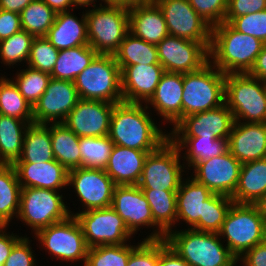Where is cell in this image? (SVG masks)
I'll use <instances>...</instances> for the list:
<instances>
[{
	"label": "cell",
	"mask_w": 266,
	"mask_h": 266,
	"mask_svg": "<svg viewBox=\"0 0 266 266\" xmlns=\"http://www.w3.org/2000/svg\"><path fill=\"white\" fill-rule=\"evenodd\" d=\"M21 185L12 164H0V216L9 223L17 218Z\"/></svg>",
	"instance_id": "8d00e7d4"
},
{
	"label": "cell",
	"mask_w": 266,
	"mask_h": 266,
	"mask_svg": "<svg viewBox=\"0 0 266 266\" xmlns=\"http://www.w3.org/2000/svg\"><path fill=\"white\" fill-rule=\"evenodd\" d=\"M56 14L43 0H33L20 13L22 29L34 37H45Z\"/></svg>",
	"instance_id": "f35d334b"
},
{
	"label": "cell",
	"mask_w": 266,
	"mask_h": 266,
	"mask_svg": "<svg viewBox=\"0 0 266 266\" xmlns=\"http://www.w3.org/2000/svg\"><path fill=\"white\" fill-rule=\"evenodd\" d=\"M34 122L0 117V164H13L21 155L26 129Z\"/></svg>",
	"instance_id": "836d02e7"
},
{
	"label": "cell",
	"mask_w": 266,
	"mask_h": 266,
	"mask_svg": "<svg viewBox=\"0 0 266 266\" xmlns=\"http://www.w3.org/2000/svg\"><path fill=\"white\" fill-rule=\"evenodd\" d=\"M164 72L161 64L125 66L121 70L123 101L146 103L154 94Z\"/></svg>",
	"instance_id": "603a6c76"
},
{
	"label": "cell",
	"mask_w": 266,
	"mask_h": 266,
	"mask_svg": "<svg viewBox=\"0 0 266 266\" xmlns=\"http://www.w3.org/2000/svg\"><path fill=\"white\" fill-rule=\"evenodd\" d=\"M152 211L154 222L167 234L176 229L177 191L141 189Z\"/></svg>",
	"instance_id": "d590c367"
},
{
	"label": "cell",
	"mask_w": 266,
	"mask_h": 266,
	"mask_svg": "<svg viewBox=\"0 0 266 266\" xmlns=\"http://www.w3.org/2000/svg\"><path fill=\"white\" fill-rule=\"evenodd\" d=\"M131 251L126 266H158L159 240H140Z\"/></svg>",
	"instance_id": "c3c4849f"
},
{
	"label": "cell",
	"mask_w": 266,
	"mask_h": 266,
	"mask_svg": "<svg viewBox=\"0 0 266 266\" xmlns=\"http://www.w3.org/2000/svg\"><path fill=\"white\" fill-rule=\"evenodd\" d=\"M266 10V0H228L225 18H236Z\"/></svg>",
	"instance_id": "f907efd6"
},
{
	"label": "cell",
	"mask_w": 266,
	"mask_h": 266,
	"mask_svg": "<svg viewBox=\"0 0 266 266\" xmlns=\"http://www.w3.org/2000/svg\"><path fill=\"white\" fill-rule=\"evenodd\" d=\"M235 30L251 35L266 43V10L236 18H224Z\"/></svg>",
	"instance_id": "bcb514c9"
},
{
	"label": "cell",
	"mask_w": 266,
	"mask_h": 266,
	"mask_svg": "<svg viewBox=\"0 0 266 266\" xmlns=\"http://www.w3.org/2000/svg\"><path fill=\"white\" fill-rule=\"evenodd\" d=\"M58 53L59 50L45 37H35L26 66L51 74L58 59Z\"/></svg>",
	"instance_id": "f6af8a7d"
},
{
	"label": "cell",
	"mask_w": 266,
	"mask_h": 266,
	"mask_svg": "<svg viewBox=\"0 0 266 266\" xmlns=\"http://www.w3.org/2000/svg\"><path fill=\"white\" fill-rule=\"evenodd\" d=\"M214 193L192 176L182 179L176 194L177 224L204 232L205 201ZM182 220V221H181ZM181 221V222H180Z\"/></svg>",
	"instance_id": "7402d4cb"
},
{
	"label": "cell",
	"mask_w": 266,
	"mask_h": 266,
	"mask_svg": "<svg viewBox=\"0 0 266 266\" xmlns=\"http://www.w3.org/2000/svg\"><path fill=\"white\" fill-rule=\"evenodd\" d=\"M114 105L80 98L62 123L78 137L107 136Z\"/></svg>",
	"instance_id": "ffe728a7"
},
{
	"label": "cell",
	"mask_w": 266,
	"mask_h": 266,
	"mask_svg": "<svg viewBox=\"0 0 266 266\" xmlns=\"http://www.w3.org/2000/svg\"><path fill=\"white\" fill-rule=\"evenodd\" d=\"M129 32L154 45L169 35L163 13L153 0L129 7Z\"/></svg>",
	"instance_id": "484cf974"
},
{
	"label": "cell",
	"mask_w": 266,
	"mask_h": 266,
	"mask_svg": "<svg viewBox=\"0 0 266 266\" xmlns=\"http://www.w3.org/2000/svg\"><path fill=\"white\" fill-rule=\"evenodd\" d=\"M265 193L266 158L243 163L238 184L231 199L238 204H254Z\"/></svg>",
	"instance_id": "f1b7e54d"
},
{
	"label": "cell",
	"mask_w": 266,
	"mask_h": 266,
	"mask_svg": "<svg viewBox=\"0 0 266 266\" xmlns=\"http://www.w3.org/2000/svg\"><path fill=\"white\" fill-rule=\"evenodd\" d=\"M158 266H189L183 258H181L166 243L165 239L159 240V265Z\"/></svg>",
	"instance_id": "db71d44e"
},
{
	"label": "cell",
	"mask_w": 266,
	"mask_h": 266,
	"mask_svg": "<svg viewBox=\"0 0 266 266\" xmlns=\"http://www.w3.org/2000/svg\"><path fill=\"white\" fill-rule=\"evenodd\" d=\"M63 193L50 189L22 188L20 208L17 219L23 225L32 228L34 235L41 229L66 220L70 216V208L65 202ZM67 205V206H66Z\"/></svg>",
	"instance_id": "9c48e42d"
},
{
	"label": "cell",
	"mask_w": 266,
	"mask_h": 266,
	"mask_svg": "<svg viewBox=\"0 0 266 266\" xmlns=\"http://www.w3.org/2000/svg\"><path fill=\"white\" fill-rule=\"evenodd\" d=\"M50 136L54 158L68 171L82 167L80 137L63 123H50Z\"/></svg>",
	"instance_id": "1f68e13d"
},
{
	"label": "cell",
	"mask_w": 266,
	"mask_h": 266,
	"mask_svg": "<svg viewBox=\"0 0 266 266\" xmlns=\"http://www.w3.org/2000/svg\"><path fill=\"white\" fill-rule=\"evenodd\" d=\"M113 56L120 70L125 66L135 64H160L156 45L147 43L130 32L125 36Z\"/></svg>",
	"instance_id": "e575fe53"
},
{
	"label": "cell",
	"mask_w": 266,
	"mask_h": 266,
	"mask_svg": "<svg viewBox=\"0 0 266 266\" xmlns=\"http://www.w3.org/2000/svg\"><path fill=\"white\" fill-rule=\"evenodd\" d=\"M156 47L159 63L166 72H193L209 61L208 49L201 42L168 35Z\"/></svg>",
	"instance_id": "2e32d148"
},
{
	"label": "cell",
	"mask_w": 266,
	"mask_h": 266,
	"mask_svg": "<svg viewBox=\"0 0 266 266\" xmlns=\"http://www.w3.org/2000/svg\"><path fill=\"white\" fill-rule=\"evenodd\" d=\"M253 205L266 222V193L262 195Z\"/></svg>",
	"instance_id": "94428289"
},
{
	"label": "cell",
	"mask_w": 266,
	"mask_h": 266,
	"mask_svg": "<svg viewBox=\"0 0 266 266\" xmlns=\"http://www.w3.org/2000/svg\"><path fill=\"white\" fill-rule=\"evenodd\" d=\"M130 243L88 248L86 262L82 266H126L131 251L138 245Z\"/></svg>",
	"instance_id": "b9f144b4"
},
{
	"label": "cell",
	"mask_w": 266,
	"mask_h": 266,
	"mask_svg": "<svg viewBox=\"0 0 266 266\" xmlns=\"http://www.w3.org/2000/svg\"><path fill=\"white\" fill-rule=\"evenodd\" d=\"M73 187L83 211L112 205L116 184L104 169L79 167L68 171V187Z\"/></svg>",
	"instance_id": "9a60e30c"
},
{
	"label": "cell",
	"mask_w": 266,
	"mask_h": 266,
	"mask_svg": "<svg viewBox=\"0 0 266 266\" xmlns=\"http://www.w3.org/2000/svg\"><path fill=\"white\" fill-rule=\"evenodd\" d=\"M79 222L88 248L127 244L134 237L124 220L110 206L83 212H70Z\"/></svg>",
	"instance_id": "7c38bea8"
},
{
	"label": "cell",
	"mask_w": 266,
	"mask_h": 266,
	"mask_svg": "<svg viewBox=\"0 0 266 266\" xmlns=\"http://www.w3.org/2000/svg\"><path fill=\"white\" fill-rule=\"evenodd\" d=\"M84 10L89 45L98 54L113 55L129 33V7L103 4Z\"/></svg>",
	"instance_id": "8992f818"
},
{
	"label": "cell",
	"mask_w": 266,
	"mask_h": 266,
	"mask_svg": "<svg viewBox=\"0 0 266 266\" xmlns=\"http://www.w3.org/2000/svg\"><path fill=\"white\" fill-rule=\"evenodd\" d=\"M111 207L133 235L142 227L147 230L151 227L153 231L144 240L165 239L166 233L154 222L149 203L138 185H116Z\"/></svg>",
	"instance_id": "4fadbf2b"
},
{
	"label": "cell",
	"mask_w": 266,
	"mask_h": 266,
	"mask_svg": "<svg viewBox=\"0 0 266 266\" xmlns=\"http://www.w3.org/2000/svg\"><path fill=\"white\" fill-rule=\"evenodd\" d=\"M113 145L108 135L104 137H80L82 167L104 169Z\"/></svg>",
	"instance_id": "7bdbcfd3"
},
{
	"label": "cell",
	"mask_w": 266,
	"mask_h": 266,
	"mask_svg": "<svg viewBox=\"0 0 266 266\" xmlns=\"http://www.w3.org/2000/svg\"><path fill=\"white\" fill-rule=\"evenodd\" d=\"M149 110L145 103L123 101L115 104L108 134L113 144L141 151H156L166 142L169 133L162 131Z\"/></svg>",
	"instance_id": "6da1fadb"
},
{
	"label": "cell",
	"mask_w": 266,
	"mask_h": 266,
	"mask_svg": "<svg viewBox=\"0 0 266 266\" xmlns=\"http://www.w3.org/2000/svg\"><path fill=\"white\" fill-rule=\"evenodd\" d=\"M30 237L24 236L12 249L3 266H37ZM31 245V246H30Z\"/></svg>",
	"instance_id": "681fc988"
},
{
	"label": "cell",
	"mask_w": 266,
	"mask_h": 266,
	"mask_svg": "<svg viewBox=\"0 0 266 266\" xmlns=\"http://www.w3.org/2000/svg\"><path fill=\"white\" fill-rule=\"evenodd\" d=\"M79 99L74 82L51 78L45 92L33 106V122L62 123Z\"/></svg>",
	"instance_id": "ac0fdd59"
},
{
	"label": "cell",
	"mask_w": 266,
	"mask_h": 266,
	"mask_svg": "<svg viewBox=\"0 0 266 266\" xmlns=\"http://www.w3.org/2000/svg\"><path fill=\"white\" fill-rule=\"evenodd\" d=\"M10 223L0 216V235L7 232ZM7 228V229H6Z\"/></svg>",
	"instance_id": "be15d7a7"
},
{
	"label": "cell",
	"mask_w": 266,
	"mask_h": 266,
	"mask_svg": "<svg viewBox=\"0 0 266 266\" xmlns=\"http://www.w3.org/2000/svg\"><path fill=\"white\" fill-rule=\"evenodd\" d=\"M237 263L240 266H266V240L246 251Z\"/></svg>",
	"instance_id": "f5cc1de1"
},
{
	"label": "cell",
	"mask_w": 266,
	"mask_h": 266,
	"mask_svg": "<svg viewBox=\"0 0 266 266\" xmlns=\"http://www.w3.org/2000/svg\"><path fill=\"white\" fill-rule=\"evenodd\" d=\"M241 165L227 150L224 154L198 162L191 169V176L213 193L231 197L238 184Z\"/></svg>",
	"instance_id": "d6986e66"
},
{
	"label": "cell",
	"mask_w": 266,
	"mask_h": 266,
	"mask_svg": "<svg viewBox=\"0 0 266 266\" xmlns=\"http://www.w3.org/2000/svg\"><path fill=\"white\" fill-rule=\"evenodd\" d=\"M248 74L266 83V43Z\"/></svg>",
	"instance_id": "9f6ffc18"
},
{
	"label": "cell",
	"mask_w": 266,
	"mask_h": 266,
	"mask_svg": "<svg viewBox=\"0 0 266 266\" xmlns=\"http://www.w3.org/2000/svg\"><path fill=\"white\" fill-rule=\"evenodd\" d=\"M165 241L189 266H237V259L220 238L219 233L193 228L173 229Z\"/></svg>",
	"instance_id": "3957f363"
},
{
	"label": "cell",
	"mask_w": 266,
	"mask_h": 266,
	"mask_svg": "<svg viewBox=\"0 0 266 266\" xmlns=\"http://www.w3.org/2000/svg\"><path fill=\"white\" fill-rule=\"evenodd\" d=\"M234 201L231 197L214 193L205 201L204 232L219 233Z\"/></svg>",
	"instance_id": "ee69618b"
},
{
	"label": "cell",
	"mask_w": 266,
	"mask_h": 266,
	"mask_svg": "<svg viewBox=\"0 0 266 266\" xmlns=\"http://www.w3.org/2000/svg\"><path fill=\"white\" fill-rule=\"evenodd\" d=\"M189 3L211 27L224 22L228 0H189Z\"/></svg>",
	"instance_id": "7dc6e473"
},
{
	"label": "cell",
	"mask_w": 266,
	"mask_h": 266,
	"mask_svg": "<svg viewBox=\"0 0 266 266\" xmlns=\"http://www.w3.org/2000/svg\"><path fill=\"white\" fill-rule=\"evenodd\" d=\"M98 0H72L74 6L79 7L81 8V6L85 9V8H89V7H96L97 4L95 2H97ZM103 0H100V3L98 4V6L102 5L103 3ZM92 5V6H91Z\"/></svg>",
	"instance_id": "6125c7cd"
},
{
	"label": "cell",
	"mask_w": 266,
	"mask_h": 266,
	"mask_svg": "<svg viewBox=\"0 0 266 266\" xmlns=\"http://www.w3.org/2000/svg\"><path fill=\"white\" fill-rule=\"evenodd\" d=\"M98 53L88 44L59 50L51 78L72 81L89 66Z\"/></svg>",
	"instance_id": "d6a6232c"
},
{
	"label": "cell",
	"mask_w": 266,
	"mask_h": 266,
	"mask_svg": "<svg viewBox=\"0 0 266 266\" xmlns=\"http://www.w3.org/2000/svg\"><path fill=\"white\" fill-rule=\"evenodd\" d=\"M151 152L113 145L104 170L116 185H137Z\"/></svg>",
	"instance_id": "4316f807"
},
{
	"label": "cell",
	"mask_w": 266,
	"mask_h": 266,
	"mask_svg": "<svg viewBox=\"0 0 266 266\" xmlns=\"http://www.w3.org/2000/svg\"><path fill=\"white\" fill-rule=\"evenodd\" d=\"M234 122L232 111L224 103L215 109L183 117L168 133L169 137L228 139Z\"/></svg>",
	"instance_id": "e0dca14e"
},
{
	"label": "cell",
	"mask_w": 266,
	"mask_h": 266,
	"mask_svg": "<svg viewBox=\"0 0 266 266\" xmlns=\"http://www.w3.org/2000/svg\"><path fill=\"white\" fill-rule=\"evenodd\" d=\"M74 84L81 99L123 102L121 70L111 54H98L76 77Z\"/></svg>",
	"instance_id": "ba28073f"
},
{
	"label": "cell",
	"mask_w": 266,
	"mask_h": 266,
	"mask_svg": "<svg viewBox=\"0 0 266 266\" xmlns=\"http://www.w3.org/2000/svg\"><path fill=\"white\" fill-rule=\"evenodd\" d=\"M1 76L0 114L24 120L26 122H33V108L21 95L11 77L8 78L5 74H2Z\"/></svg>",
	"instance_id": "74e56055"
},
{
	"label": "cell",
	"mask_w": 266,
	"mask_h": 266,
	"mask_svg": "<svg viewBox=\"0 0 266 266\" xmlns=\"http://www.w3.org/2000/svg\"><path fill=\"white\" fill-rule=\"evenodd\" d=\"M225 104L235 121L266 123V83L248 73L226 74Z\"/></svg>",
	"instance_id": "277c9868"
},
{
	"label": "cell",
	"mask_w": 266,
	"mask_h": 266,
	"mask_svg": "<svg viewBox=\"0 0 266 266\" xmlns=\"http://www.w3.org/2000/svg\"><path fill=\"white\" fill-rule=\"evenodd\" d=\"M264 45L262 40L222 22L212 27L209 62L224 74L248 73Z\"/></svg>",
	"instance_id": "7a4b0ae2"
},
{
	"label": "cell",
	"mask_w": 266,
	"mask_h": 266,
	"mask_svg": "<svg viewBox=\"0 0 266 266\" xmlns=\"http://www.w3.org/2000/svg\"><path fill=\"white\" fill-rule=\"evenodd\" d=\"M161 9L169 35L201 42L208 50L212 27L192 8L189 0H153Z\"/></svg>",
	"instance_id": "5bb4252c"
},
{
	"label": "cell",
	"mask_w": 266,
	"mask_h": 266,
	"mask_svg": "<svg viewBox=\"0 0 266 266\" xmlns=\"http://www.w3.org/2000/svg\"><path fill=\"white\" fill-rule=\"evenodd\" d=\"M33 0H0V9L21 13Z\"/></svg>",
	"instance_id": "6f0895ef"
},
{
	"label": "cell",
	"mask_w": 266,
	"mask_h": 266,
	"mask_svg": "<svg viewBox=\"0 0 266 266\" xmlns=\"http://www.w3.org/2000/svg\"><path fill=\"white\" fill-rule=\"evenodd\" d=\"M219 235L230 253L238 259L266 240V222L253 204L233 203Z\"/></svg>",
	"instance_id": "52a82bcc"
},
{
	"label": "cell",
	"mask_w": 266,
	"mask_h": 266,
	"mask_svg": "<svg viewBox=\"0 0 266 266\" xmlns=\"http://www.w3.org/2000/svg\"><path fill=\"white\" fill-rule=\"evenodd\" d=\"M148 0H103L104 4H109V5H122L126 7H131L138 5L140 3H144Z\"/></svg>",
	"instance_id": "91938a15"
},
{
	"label": "cell",
	"mask_w": 266,
	"mask_h": 266,
	"mask_svg": "<svg viewBox=\"0 0 266 266\" xmlns=\"http://www.w3.org/2000/svg\"><path fill=\"white\" fill-rule=\"evenodd\" d=\"M226 74L209 61L199 70L183 73L182 118L225 103Z\"/></svg>",
	"instance_id": "5b68a950"
},
{
	"label": "cell",
	"mask_w": 266,
	"mask_h": 266,
	"mask_svg": "<svg viewBox=\"0 0 266 266\" xmlns=\"http://www.w3.org/2000/svg\"><path fill=\"white\" fill-rule=\"evenodd\" d=\"M43 1L56 13L75 9L72 0H43Z\"/></svg>",
	"instance_id": "680465c9"
},
{
	"label": "cell",
	"mask_w": 266,
	"mask_h": 266,
	"mask_svg": "<svg viewBox=\"0 0 266 266\" xmlns=\"http://www.w3.org/2000/svg\"><path fill=\"white\" fill-rule=\"evenodd\" d=\"M55 160L50 136V123H31L26 129L22 152L14 163H43Z\"/></svg>",
	"instance_id": "4dcf8cb0"
},
{
	"label": "cell",
	"mask_w": 266,
	"mask_h": 266,
	"mask_svg": "<svg viewBox=\"0 0 266 266\" xmlns=\"http://www.w3.org/2000/svg\"><path fill=\"white\" fill-rule=\"evenodd\" d=\"M183 73L164 72L154 94L146 102L148 108L174 127L182 119ZM151 105V107L149 106Z\"/></svg>",
	"instance_id": "cb8c5ba5"
},
{
	"label": "cell",
	"mask_w": 266,
	"mask_h": 266,
	"mask_svg": "<svg viewBox=\"0 0 266 266\" xmlns=\"http://www.w3.org/2000/svg\"><path fill=\"white\" fill-rule=\"evenodd\" d=\"M35 37L25 30L13 34L9 38L0 41V63L5 66L27 64L32 41ZM24 61V63H22ZM18 63V64H17Z\"/></svg>",
	"instance_id": "60d3db41"
},
{
	"label": "cell",
	"mask_w": 266,
	"mask_h": 266,
	"mask_svg": "<svg viewBox=\"0 0 266 266\" xmlns=\"http://www.w3.org/2000/svg\"><path fill=\"white\" fill-rule=\"evenodd\" d=\"M5 232L0 235V266H3L13 247L24 237L16 233Z\"/></svg>",
	"instance_id": "11a10c76"
},
{
	"label": "cell",
	"mask_w": 266,
	"mask_h": 266,
	"mask_svg": "<svg viewBox=\"0 0 266 266\" xmlns=\"http://www.w3.org/2000/svg\"><path fill=\"white\" fill-rule=\"evenodd\" d=\"M74 10L58 12L54 24L45 38L58 50L88 45L86 14L83 10L81 19L76 17Z\"/></svg>",
	"instance_id": "83f0119b"
},
{
	"label": "cell",
	"mask_w": 266,
	"mask_h": 266,
	"mask_svg": "<svg viewBox=\"0 0 266 266\" xmlns=\"http://www.w3.org/2000/svg\"><path fill=\"white\" fill-rule=\"evenodd\" d=\"M39 247L53 259L71 262L83 261L85 265L88 247L81 226L74 216L39 230L35 235ZM41 244V246H40Z\"/></svg>",
	"instance_id": "8fae6325"
},
{
	"label": "cell",
	"mask_w": 266,
	"mask_h": 266,
	"mask_svg": "<svg viewBox=\"0 0 266 266\" xmlns=\"http://www.w3.org/2000/svg\"><path fill=\"white\" fill-rule=\"evenodd\" d=\"M178 147L181 158L185 161L186 171L192 169L198 162L224 154L228 150V139L205 137H169ZM182 151L184 153H182Z\"/></svg>",
	"instance_id": "f546056e"
},
{
	"label": "cell",
	"mask_w": 266,
	"mask_h": 266,
	"mask_svg": "<svg viewBox=\"0 0 266 266\" xmlns=\"http://www.w3.org/2000/svg\"><path fill=\"white\" fill-rule=\"evenodd\" d=\"M228 151L241 163L266 158V123L235 121L228 138Z\"/></svg>",
	"instance_id": "44dd1931"
},
{
	"label": "cell",
	"mask_w": 266,
	"mask_h": 266,
	"mask_svg": "<svg viewBox=\"0 0 266 266\" xmlns=\"http://www.w3.org/2000/svg\"><path fill=\"white\" fill-rule=\"evenodd\" d=\"M181 157L178 147L168 139L148 154L137 185L141 189L178 191L186 174V165L181 164Z\"/></svg>",
	"instance_id": "30bf717a"
},
{
	"label": "cell",
	"mask_w": 266,
	"mask_h": 266,
	"mask_svg": "<svg viewBox=\"0 0 266 266\" xmlns=\"http://www.w3.org/2000/svg\"><path fill=\"white\" fill-rule=\"evenodd\" d=\"M25 68L26 69H21L19 72L17 71L15 77L11 79H13L21 95L33 108L41 95L45 92L51 75L29 66H25Z\"/></svg>",
	"instance_id": "ab89813d"
},
{
	"label": "cell",
	"mask_w": 266,
	"mask_h": 266,
	"mask_svg": "<svg viewBox=\"0 0 266 266\" xmlns=\"http://www.w3.org/2000/svg\"><path fill=\"white\" fill-rule=\"evenodd\" d=\"M22 30L19 13L0 9V41Z\"/></svg>",
	"instance_id": "816d5d0a"
},
{
	"label": "cell",
	"mask_w": 266,
	"mask_h": 266,
	"mask_svg": "<svg viewBox=\"0 0 266 266\" xmlns=\"http://www.w3.org/2000/svg\"><path fill=\"white\" fill-rule=\"evenodd\" d=\"M22 188H41L54 191L68 186V170L56 159L39 163H13Z\"/></svg>",
	"instance_id": "d4e9b609"
}]
</instances>
